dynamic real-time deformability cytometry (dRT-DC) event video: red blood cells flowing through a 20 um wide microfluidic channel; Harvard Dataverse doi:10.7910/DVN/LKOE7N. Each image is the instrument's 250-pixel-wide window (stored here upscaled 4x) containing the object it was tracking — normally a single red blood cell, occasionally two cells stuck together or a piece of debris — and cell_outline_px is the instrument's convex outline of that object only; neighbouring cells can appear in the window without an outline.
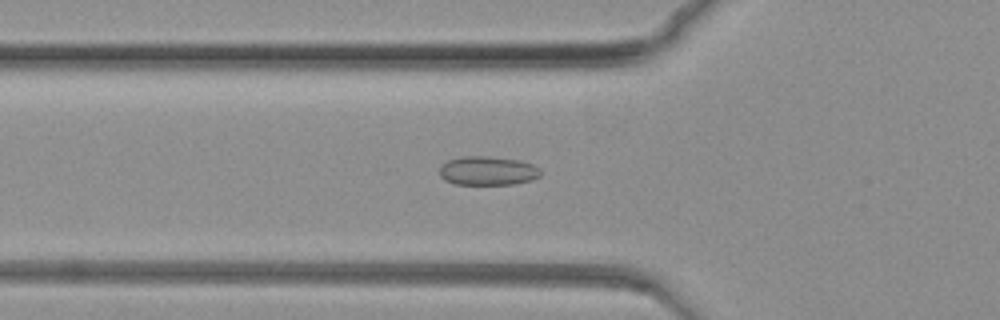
{"species": "common noctule bat (a hibernating species)", "species_latin": "Nyctalus noctula", "temperature_condition": "warm", "stored_images_in_passage": 70, "camera_frame_rate_fps": 3000, "um_per_image_px": 0.085, "animal": {"sex": "female", "body_mass_g": 19.3, "forearm_length_mm": 54.1}, "frame": {"image": 1, "passage_image": 17, "time_ms": 5.333, "image_size_px": [1000, 320], "cell_outline_px": [[544, 172], [540, 176], [532, 180], [512, 184], [456, 184], [444, 180], [440, 176], [440, 164], [448, 160], [464, 156], [484, 156], [520, 160], [532, 164], [540, 168]], "centroid_in_image_um": [41.48, 14.51], "position_along_channel_um": 84.3, "area_um2": 17.17}}
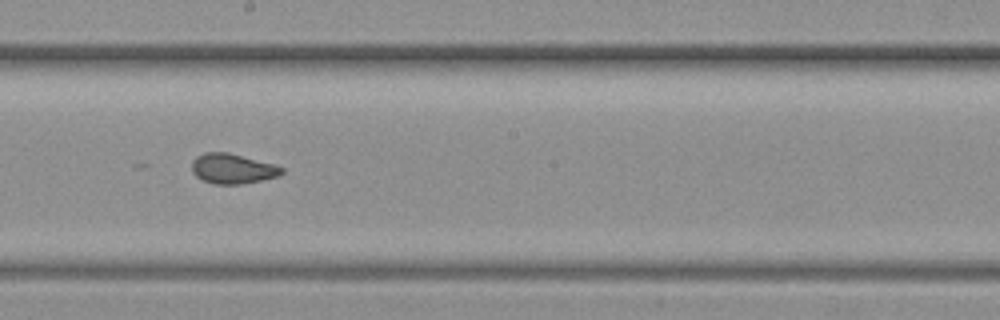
{"frame": {"image": 2, "passage_image": 34, "time_ms": 11.0, "image_size_px": [1000, 320], "cell_outline_px": [[284, 172], [280, 176], [240, 184], [212, 184], [196, 176], [192, 172], [192, 160], [196, 156], [204, 152], [228, 152], [276, 164], [284, 168]], "centroid_in_image_um": [19.78, 14.32], "position_along_channel_um": 228.4, "area_um2": 15.9}}
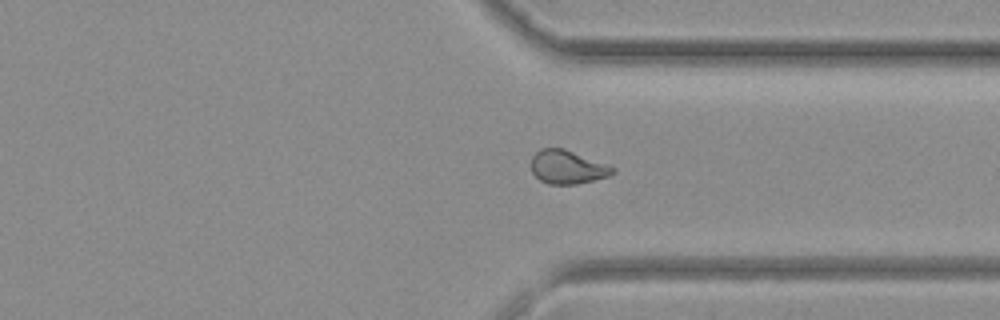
{"frame": {"image": 3, "passage_image": 50, "time_ms": 16.333, "image_size_px": [1000, 320], "cell_outline_px": [[616, 172], [608, 176], [576, 184], [548, 184], [540, 180], [532, 172], [532, 156], [540, 148], [564, 148], [616, 168]], "centroid_in_image_um": [48.22, 14.2], "position_along_channel_um": 363.2, "area_um2": 15.78}}